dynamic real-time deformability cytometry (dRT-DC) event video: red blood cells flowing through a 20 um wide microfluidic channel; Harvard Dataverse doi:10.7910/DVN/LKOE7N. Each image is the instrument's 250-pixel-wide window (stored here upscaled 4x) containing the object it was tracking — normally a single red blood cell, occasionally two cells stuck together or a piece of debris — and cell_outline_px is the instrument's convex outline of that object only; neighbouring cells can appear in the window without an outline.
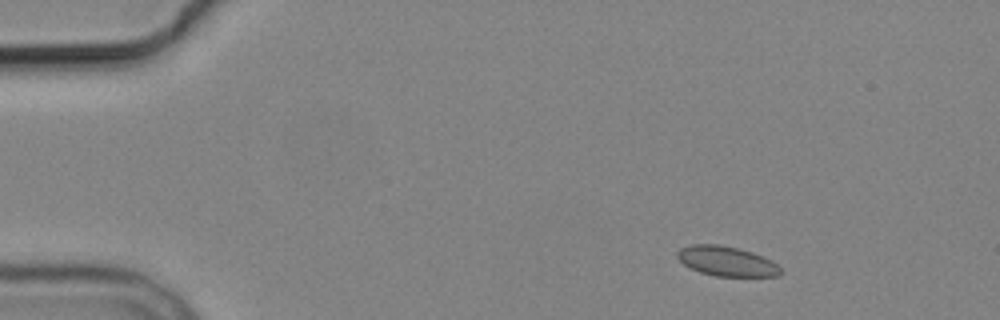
{"species": "common noctule bat (a hibernating species)", "species_latin": "Nyctalus noctula", "temperature_condition": "cold", "stored_images_in_passage": 4, "camera_frame_rate_fps": 3000, "um_per_image_px": 0.085, "animal": {"sex": "male", "body_mass_g": 19.2, "forearm_length_mm": 51.8}, "frame": {"image": 1, "passage_image": 1, "time_ms": 0.0, "image_size_px": [1000, 320], "cell_outline_px": [[780, 272], [776, 276], [716, 276], [700, 272], [684, 264], [676, 256], [676, 252], [680, 248], [692, 244], [720, 244], [752, 252], [772, 260], [780, 268]], "centroid_in_image_um": [61.73, 22.19], "position_along_channel_um": 23.3, "area_um2": 17.74}}
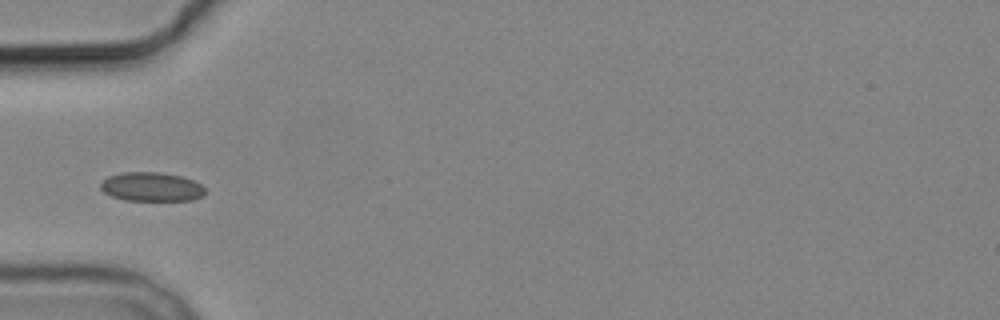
{"frame": {"image": 2, "passage_image": 4, "time_ms": 3.667, "image_size_px": [1000, 320], "cell_outline_px": [[204, 196], [192, 200], [124, 200], [112, 196], [104, 192], [100, 188], [100, 184], [108, 176], [120, 172], [160, 172], [180, 176], [192, 180], [200, 184], [204, 188]], "centroid_in_image_um": [12.86, 15.87], "position_along_channel_um": 72.1, "area_um2": 17.63}}